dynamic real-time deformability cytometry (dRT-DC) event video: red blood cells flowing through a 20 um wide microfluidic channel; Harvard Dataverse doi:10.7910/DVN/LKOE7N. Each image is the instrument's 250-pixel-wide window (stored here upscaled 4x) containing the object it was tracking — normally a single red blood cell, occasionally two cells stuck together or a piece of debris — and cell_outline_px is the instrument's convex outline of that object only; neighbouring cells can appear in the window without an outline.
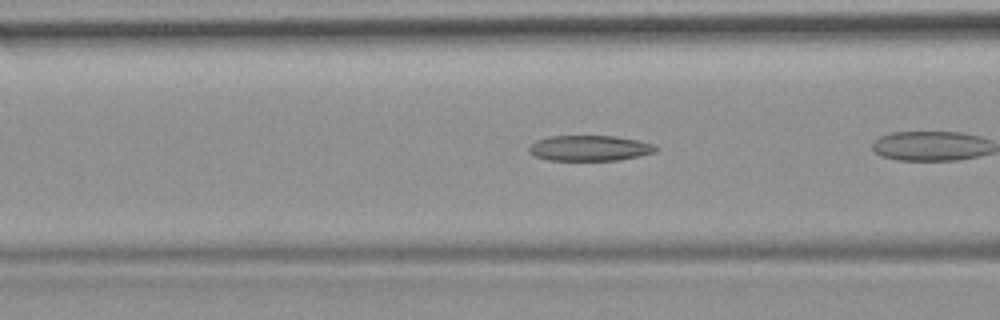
{"species": "common noctule bat (a hibernating species)", "species_latin": "Nyctalus noctula", "temperature_condition": "room temperature", "stored_images_in_passage": 26, "camera_frame_rate_fps": 3000, "um_per_image_px": 0.085, "animal": {"sex": "female", "body_mass_g": 19.9}, "frame": {"image": 1, "passage_image": 5, "time_ms": 1.333, "image_size_px": [1000, 320], "cell_outline_px": [[656, 152], [620, 160], [548, 160], [536, 156], [528, 152], [528, 148], [536, 140], [548, 136], [616, 136], [640, 140], [656, 144]], "centroid_in_image_um": [50.14, 12.58], "position_along_channel_um": 116.5, "area_um2": 18.96}}
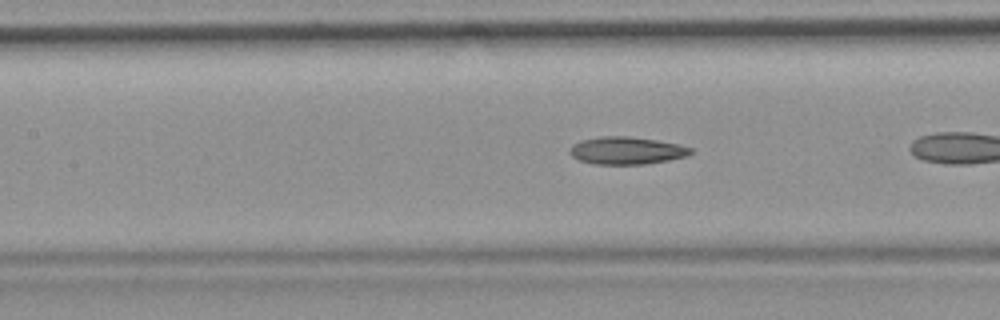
{"frame": {"image": 2, "passage_image": 8, "time_ms": 2.333, "image_size_px": [1000, 320], "cell_outline_px": [[692, 152], [688, 156], [668, 160], [644, 164], [592, 164], [580, 160], [572, 156], [568, 152], [568, 148], [572, 144], [580, 140], [600, 136], [628, 136], [656, 140], [680, 144], [692, 148]], "centroid_in_image_um": [53.23, 12.79], "position_along_channel_um": 154.2, "area_um2": 19.54}}